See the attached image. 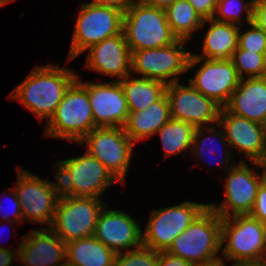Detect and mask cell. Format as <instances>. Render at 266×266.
<instances>
[{
	"mask_svg": "<svg viewBox=\"0 0 266 266\" xmlns=\"http://www.w3.org/2000/svg\"><path fill=\"white\" fill-rule=\"evenodd\" d=\"M77 77L72 70L51 63L38 66L11 92L10 99L20 102L39 120L45 117L48 122Z\"/></svg>",
	"mask_w": 266,
	"mask_h": 266,
	"instance_id": "obj_1",
	"label": "cell"
},
{
	"mask_svg": "<svg viewBox=\"0 0 266 266\" xmlns=\"http://www.w3.org/2000/svg\"><path fill=\"white\" fill-rule=\"evenodd\" d=\"M95 127L88 90L77 77L47 122L44 133L79 143Z\"/></svg>",
	"mask_w": 266,
	"mask_h": 266,
	"instance_id": "obj_2",
	"label": "cell"
},
{
	"mask_svg": "<svg viewBox=\"0 0 266 266\" xmlns=\"http://www.w3.org/2000/svg\"><path fill=\"white\" fill-rule=\"evenodd\" d=\"M122 31L131 51L160 48L178 40L167 22L165 10L139 1L124 11Z\"/></svg>",
	"mask_w": 266,
	"mask_h": 266,
	"instance_id": "obj_3",
	"label": "cell"
},
{
	"mask_svg": "<svg viewBox=\"0 0 266 266\" xmlns=\"http://www.w3.org/2000/svg\"><path fill=\"white\" fill-rule=\"evenodd\" d=\"M60 194L101 198L100 195L117 180L95 157L86 154L56 162Z\"/></svg>",
	"mask_w": 266,
	"mask_h": 266,
	"instance_id": "obj_4",
	"label": "cell"
},
{
	"mask_svg": "<svg viewBox=\"0 0 266 266\" xmlns=\"http://www.w3.org/2000/svg\"><path fill=\"white\" fill-rule=\"evenodd\" d=\"M221 229L222 218L208 206L174 239L167 252L190 264L220 257Z\"/></svg>",
	"mask_w": 266,
	"mask_h": 266,
	"instance_id": "obj_5",
	"label": "cell"
},
{
	"mask_svg": "<svg viewBox=\"0 0 266 266\" xmlns=\"http://www.w3.org/2000/svg\"><path fill=\"white\" fill-rule=\"evenodd\" d=\"M226 260L263 261L266 256V225L250 214L222 219L221 246Z\"/></svg>",
	"mask_w": 266,
	"mask_h": 266,
	"instance_id": "obj_6",
	"label": "cell"
},
{
	"mask_svg": "<svg viewBox=\"0 0 266 266\" xmlns=\"http://www.w3.org/2000/svg\"><path fill=\"white\" fill-rule=\"evenodd\" d=\"M124 11L110 6L82 3L67 62L89 47L122 32Z\"/></svg>",
	"mask_w": 266,
	"mask_h": 266,
	"instance_id": "obj_7",
	"label": "cell"
},
{
	"mask_svg": "<svg viewBox=\"0 0 266 266\" xmlns=\"http://www.w3.org/2000/svg\"><path fill=\"white\" fill-rule=\"evenodd\" d=\"M103 205L101 198L60 195L50 229L65 243L94 236Z\"/></svg>",
	"mask_w": 266,
	"mask_h": 266,
	"instance_id": "obj_8",
	"label": "cell"
},
{
	"mask_svg": "<svg viewBox=\"0 0 266 266\" xmlns=\"http://www.w3.org/2000/svg\"><path fill=\"white\" fill-rule=\"evenodd\" d=\"M209 204L185 201L160 210H152L142 234V245L155 251H167L179 236Z\"/></svg>",
	"mask_w": 266,
	"mask_h": 266,
	"instance_id": "obj_9",
	"label": "cell"
},
{
	"mask_svg": "<svg viewBox=\"0 0 266 266\" xmlns=\"http://www.w3.org/2000/svg\"><path fill=\"white\" fill-rule=\"evenodd\" d=\"M185 41L178 39L164 47L131 51V73L136 72L143 78L166 85L178 82L179 75L188 71L191 55L183 48Z\"/></svg>",
	"mask_w": 266,
	"mask_h": 266,
	"instance_id": "obj_10",
	"label": "cell"
},
{
	"mask_svg": "<svg viewBox=\"0 0 266 266\" xmlns=\"http://www.w3.org/2000/svg\"><path fill=\"white\" fill-rule=\"evenodd\" d=\"M17 178L14 189L21 203L23 219L45 224L50 228L61 195L57 177L55 176L57 183L45 181L20 168L17 170Z\"/></svg>",
	"mask_w": 266,
	"mask_h": 266,
	"instance_id": "obj_11",
	"label": "cell"
},
{
	"mask_svg": "<svg viewBox=\"0 0 266 266\" xmlns=\"http://www.w3.org/2000/svg\"><path fill=\"white\" fill-rule=\"evenodd\" d=\"M84 142H87V152L98 159L117 182L124 183L134 144L124 128L95 127L79 144Z\"/></svg>",
	"mask_w": 266,
	"mask_h": 266,
	"instance_id": "obj_12",
	"label": "cell"
},
{
	"mask_svg": "<svg viewBox=\"0 0 266 266\" xmlns=\"http://www.w3.org/2000/svg\"><path fill=\"white\" fill-rule=\"evenodd\" d=\"M263 169L262 175L255 170H250L245 161H240L237 166L228 169L225 182V201L219 207L209 204L222 219L250 214L256 200L257 190L266 179V164L250 162Z\"/></svg>",
	"mask_w": 266,
	"mask_h": 266,
	"instance_id": "obj_13",
	"label": "cell"
},
{
	"mask_svg": "<svg viewBox=\"0 0 266 266\" xmlns=\"http://www.w3.org/2000/svg\"><path fill=\"white\" fill-rule=\"evenodd\" d=\"M201 61L203 64L194 79H189V83L223 108L229 102L241 78L231 59H204L191 54L187 70L193 69Z\"/></svg>",
	"mask_w": 266,
	"mask_h": 266,
	"instance_id": "obj_14",
	"label": "cell"
},
{
	"mask_svg": "<svg viewBox=\"0 0 266 266\" xmlns=\"http://www.w3.org/2000/svg\"><path fill=\"white\" fill-rule=\"evenodd\" d=\"M172 119L189 123L195 128L217 125L222 107L206 97L190 83L188 86L171 83L166 87ZM207 124V125H206Z\"/></svg>",
	"mask_w": 266,
	"mask_h": 266,
	"instance_id": "obj_15",
	"label": "cell"
},
{
	"mask_svg": "<svg viewBox=\"0 0 266 266\" xmlns=\"http://www.w3.org/2000/svg\"><path fill=\"white\" fill-rule=\"evenodd\" d=\"M142 233L139 223L132 216L122 210L104 207L99 214L94 237L115 254H120L122 250L141 247Z\"/></svg>",
	"mask_w": 266,
	"mask_h": 266,
	"instance_id": "obj_16",
	"label": "cell"
},
{
	"mask_svg": "<svg viewBox=\"0 0 266 266\" xmlns=\"http://www.w3.org/2000/svg\"><path fill=\"white\" fill-rule=\"evenodd\" d=\"M216 126L223 128L228 143L243 152L249 162L266 164V137L262 124L230 113L223 107Z\"/></svg>",
	"mask_w": 266,
	"mask_h": 266,
	"instance_id": "obj_17",
	"label": "cell"
},
{
	"mask_svg": "<svg viewBox=\"0 0 266 266\" xmlns=\"http://www.w3.org/2000/svg\"><path fill=\"white\" fill-rule=\"evenodd\" d=\"M88 90L96 127H123L129 109L120 82L82 83Z\"/></svg>",
	"mask_w": 266,
	"mask_h": 266,
	"instance_id": "obj_18",
	"label": "cell"
},
{
	"mask_svg": "<svg viewBox=\"0 0 266 266\" xmlns=\"http://www.w3.org/2000/svg\"><path fill=\"white\" fill-rule=\"evenodd\" d=\"M19 259L24 266H63L66 264V243L50 228L31 231L19 244Z\"/></svg>",
	"mask_w": 266,
	"mask_h": 266,
	"instance_id": "obj_19",
	"label": "cell"
},
{
	"mask_svg": "<svg viewBox=\"0 0 266 266\" xmlns=\"http://www.w3.org/2000/svg\"><path fill=\"white\" fill-rule=\"evenodd\" d=\"M86 68L110 77L124 79L131 73V50L123 31L89 47Z\"/></svg>",
	"mask_w": 266,
	"mask_h": 266,
	"instance_id": "obj_20",
	"label": "cell"
},
{
	"mask_svg": "<svg viewBox=\"0 0 266 266\" xmlns=\"http://www.w3.org/2000/svg\"><path fill=\"white\" fill-rule=\"evenodd\" d=\"M225 108L263 125L266 120V76L240 79Z\"/></svg>",
	"mask_w": 266,
	"mask_h": 266,
	"instance_id": "obj_21",
	"label": "cell"
},
{
	"mask_svg": "<svg viewBox=\"0 0 266 266\" xmlns=\"http://www.w3.org/2000/svg\"><path fill=\"white\" fill-rule=\"evenodd\" d=\"M170 104L166 93L147 109L129 112L123 126L125 133L133 142L144 140L156 132L170 120Z\"/></svg>",
	"mask_w": 266,
	"mask_h": 266,
	"instance_id": "obj_22",
	"label": "cell"
},
{
	"mask_svg": "<svg viewBox=\"0 0 266 266\" xmlns=\"http://www.w3.org/2000/svg\"><path fill=\"white\" fill-rule=\"evenodd\" d=\"M211 23L203 41V54L197 55L204 59H231L234 51L238 47V32L241 25L233 23L219 22L205 19Z\"/></svg>",
	"mask_w": 266,
	"mask_h": 266,
	"instance_id": "obj_23",
	"label": "cell"
},
{
	"mask_svg": "<svg viewBox=\"0 0 266 266\" xmlns=\"http://www.w3.org/2000/svg\"><path fill=\"white\" fill-rule=\"evenodd\" d=\"M116 254L94 236L66 243L69 266H114Z\"/></svg>",
	"mask_w": 266,
	"mask_h": 266,
	"instance_id": "obj_24",
	"label": "cell"
},
{
	"mask_svg": "<svg viewBox=\"0 0 266 266\" xmlns=\"http://www.w3.org/2000/svg\"><path fill=\"white\" fill-rule=\"evenodd\" d=\"M131 75L119 80L127 100L129 112L147 109L166 93L167 85L165 83L143 77H133L131 79Z\"/></svg>",
	"mask_w": 266,
	"mask_h": 266,
	"instance_id": "obj_25",
	"label": "cell"
},
{
	"mask_svg": "<svg viewBox=\"0 0 266 266\" xmlns=\"http://www.w3.org/2000/svg\"><path fill=\"white\" fill-rule=\"evenodd\" d=\"M165 12L171 31L178 39L188 40L194 30L206 23L187 0H175Z\"/></svg>",
	"mask_w": 266,
	"mask_h": 266,
	"instance_id": "obj_26",
	"label": "cell"
},
{
	"mask_svg": "<svg viewBox=\"0 0 266 266\" xmlns=\"http://www.w3.org/2000/svg\"><path fill=\"white\" fill-rule=\"evenodd\" d=\"M195 127L181 120L170 118L156 133L164 148L166 157L179 154L182 150H190L193 142Z\"/></svg>",
	"mask_w": 266,
	"mask_h": 266,
	"instance_id": "obj_27",
	"label": "cell"
},
{
	"mask_svg": "<svg viewBox=\"0 0 266 266\" xmlns=\"http://www.w3.org/2000/svg\"><path fill=\"white\" fill-rule=\"evenodd\" d=\"M238 76L243 79L266 76V53H257L249 50L237 49L231 58Z\"/></svg>",
	"mask_w": 266,
	"mask_h": 266,
	"instance_id": "obj_28",
	"label": "cell"
},
{
	"mask_svg": "<svg viewBox=\"0 0 266 266\" xmlns=\"http://www.w3.org/2000/svg\"><path fill=\"white\" fill-rule=\"evenodd\" d=\"M254 3L255 0L246 3L244 0H217L213 19L238 25L237 23L241 21V12L244 11L246 12V23L249 24L254 19ZM216 14L219 16L216 17Z\"/></svg>",
	"mask_w": 266,
	"mask_h": 266,
	"instance_id": "obj_29",
	"label": "cell"
},
{
	"mask_svg": "<svg viewBox=\"0 0 266 266\" xmlns=\"http://www.w3.org/2000/svg\"><path fill=\"white\" fill-rule=\"evenodd\" d=\"M159 252L141 246L128 252L116 254L114 266H157Z\"/></svg>",
	"mask_w": 266,
	"mask_h": 266,
	"instance_id": "obj_30",
	"label": "cell"
},
{
	"mask_svg": "<svg viewBox=\"0 0 266 266\" xmlns=\"http://www.w3.org/2000/svg\"><path fill=\"white\" fill-rule=\"evenodd\" d=\"M205 128H206L207 134H208V136L210 138L214 139L215 137H218V139H220L219 141H221V144L225 143L224 145H226V147H228L229 143H228L227 139L224 138L225 137L224 132H218V134H217V132H215V128L214 127H211V126L209 127L208 126V128L207 127H205ZM203 131H204L203 127L196 128L195 132H194V136H193V142H192V148L195 150V151H193V154H196L197 158L199 156L200 159H202L204 157L203 151L205 152V150H203V148L204 149H209L208 147L205 146L207 144V140H208L209 137H207V136L205 138L202 137V135L204 133ZM200 137H202V138H200ZM213 139L211 140L210 145H211V143H214ZM224 150H225V155L222 154L221 158H223V159H221L220 162H218V164H219L218 166H221V163L226 162L223 167L226 170H228L230 168V165H228V162H229L230 156L232 157L233 154L229 153L227 148L224 149ZM212 151H213V149H212Z\"/></svg>",
	"mask_w": 266,
	"mask_h": 266,
	"instance_id": "obj_31",
	"label": "cell"
},
{
	"mask_svg": "<svg viewBox=\"0 0 266 266\" xmlns=\"http://www.w3.org/2000/svg\"><path fill=\"white\" fill-rule=\"evenodd\" d=\"M251 29L244 33L238 32V47L257 53H266V34L257 26L255 22L248 24Z\"/></svg>",
	"mask_w": 266,
	"mask_h": 266,
	"instance_id": "obj_32",
	"label": "cell"
},
{
	"mask_svg": "<svg viewBox=\"0 0 266 266\" xmlns=\"http://www.w3.org/2000/svg\"><path fill=\"white\" fill-rule=\"evenodd\" d=\"M250 215L266 225V179L257 190L255 204Z\"/></svg>",
	"mask_w": 266,
	"mask_h": 266,
	"instance_id": "obj_33",
	"label": "cell"
},
{
	"mask_svg": "<svg viewBox=\"0 0 266 266\" xmlns=\"http://www.w3.org/2000/svg\"><path fill=\"white\" fill-rule=\"evenodd\" d=\"M195 11L205 19H211L215 15L217 0H187Z\"/></svg>",
	"mask_w": 266,
	"mask_h": 266,
	"instance_id": "obj_34",
	"label": "cell"
},
{
	"mask_svg": "<svg viewBox=\"0 0 266 266\" xmlns=\"http://www.w3.org/2000/svg\"><path fill=\"white\" fill-rule=\"evenodd\" d=\"M191 264L181 257L167 251H161L158 255L157 266H190Z\"/></svg>",
	"mask_w": 266,
	"mask_h": 266,
	"instance_id": "obj_35",
	"label": "cell"
},
{
	"mask_svg": "<svg viewBox=\"0 0 266 266\" xmlns=\"http://www.w3.org/2000/svg\"><path fill=\"white\" fill-rule=\"evenodd\" d=\"M253 22L266 34V0H255Z\"/></svg>",
	"mask_w": 266,
	"mask_h": 266,
	"instance_id": "obj_36",
	"label": "cell"
},
{
	"mask_svg": "<svg viewBox=\"0 0 266 266\" xmlns=\"http://www.w3.org/2000/svg\"><path fill=\"white\" fill-rule=\"evenodd\" d=\"M13 193V194H12ZM12 193H10L9 195H7V196H9V200L11 199V202H12V204H13V206H14V212L12 213V216H14V219H13V217L10 215H7V214H2V212H3V210L1 211V208L2 207H0V214H1V216H2V218L4 219V222H6V221H8V222H10V223H12V222H14V220L15 221H18V223H19V219L21 220V219H23V215H22V212H21V206H20V201H19V199H18V196H17V193H16V190H13V192ZM12 195V196H11ZM6 196V197H7ZM11 197V198H10ZM2 203V202H1ZM0 203V204H1ZM3 204H1L0 206H2ZM9 216V217H8ZM12 217V218H11Z\"/></svg>",
	"mask_w": 266,
	"mask_h": 266,
	"instance_id": "obj_37",
	"label": "cell"
},
{
	"mask_svg": "<svg viewBox=\"0 0 266 266\" xmlns=\"http://www.w3.org/2000/svg\"><path fill=\"white\" fill-rule=\"evenodd\" d=\"M133 0H93L90 4L110 6L125 11Z\"/></svg>",
	"mask_w": 266,
	"mask_h": 266,
	"instance_id": "obj_38",
	"label": "cell"
},
{
	"mask_svg": "<svg viewBox=\"0 0 266 266\" xmlns=\"http://www.w3.org/2000/svg\"><path fill=\"white\" fill-rule=\"evenodd\" d=\"M18 250L19 246L14 252L10 248L0 246V266H12L13 258L18 257Z\"/></svg>",
	"mask_w": 266,
	"mask_h": 266,
	"instance_id": "obj_39",
	"label": "cell"
},
{
	"mask_svg": "<svg viewBox=\"0 0 266 266\" xmlns=\"http://www.w3.org/2000/svg\"><path fill=\"white\" fill-rule=\"evenodd\" d=\"M138 1L148 6L157 7L159 9L166 10L175 0H138Z\"/></svg>",
	"mask_w": 266,
	"mask_h": 266,
	"instance_id": "obj_40",
	"label": "cell"
},
{
	"mask_svg": "<svg viewBox=\"0 0 266 266\" xmlns=\"http://www.w3.org/2000/svg\"><path fill=\"white\" fill-rule=\"evenodd\" d=\"M190 266H226L223 257H216L207 261L193 263Z\"/></svg>",
	"mask_w": 266,
	"mask_h": 266,
	"instance_id": "obj_41",
	"label": "cell"
},
{
	"mask_svg": "<svg viewBox=\"0 0 266 266\" xmlns=\"http://www.w3.org/2000/svg\"><path fill=\"white\" fill-rule=\"evenodd\" d=\"M231 266H265L263 261L234 262Z\"/></svg>",
	"mask_w": 266,
	"mask_h": 266,
	"instance_id": "obj_42",
	"label": "cell"
},
{
	"mask_svg": "<svg viewBox=\"0 0 266 266\" xmlns=\"http://www.w3.org/2000/svg\"><path fill=\"white\" fill-rule=\"evenodd\" d=\"M5 5L9 2H12V0H1Z\"/></svg>",
	"mask_w": 266,
	"mask_h": 266,
	"instance_id": "obj_43",
	"label": "cell"
},
{
	"mask_svg": "<svg viewBox=\"0 0 266 266\" xmlns=\"http://www.w3.org/2000/svg\"><path fill=\"white\" fill-rule=\"evenodd\" d=\"M263 128H264V131H265V137H266V120H265V122L263 123Z\"/></svg>",
	"mask_w": 266,
	"mask_h": 266,
	"instance_id": "obj_44",
	"label": "cell"
},
{
	"mask_svg": "<svg viewBox=\"0 0 266 266\" xmlns=\"http://www.w3.org/2000/svg\"><path fill=\"white\" fill-rule=\"evenodd\" d=\"M263 262H264V265L266 266V256L264 257Z\"/></svg>",
	"mask_w": 266,
	"mask_h": 266,
	"instance_id": "obj_45",
	"label": "cell"
},
{
	"mask_svg": "<svg viewBox=\"0 0 266 266\" xmlns=\"http://www.w3.org/2000/svg\"><path fill=\"white\" fill-rule=\"evenodd\" d=\"M5 5L1 0H0V7Z\"/></svg>",
	"mask_w": 266,
	"mask_h": 266,
	"instance_id": "obj_46",
	"label": "cell"
}]
</instances>
